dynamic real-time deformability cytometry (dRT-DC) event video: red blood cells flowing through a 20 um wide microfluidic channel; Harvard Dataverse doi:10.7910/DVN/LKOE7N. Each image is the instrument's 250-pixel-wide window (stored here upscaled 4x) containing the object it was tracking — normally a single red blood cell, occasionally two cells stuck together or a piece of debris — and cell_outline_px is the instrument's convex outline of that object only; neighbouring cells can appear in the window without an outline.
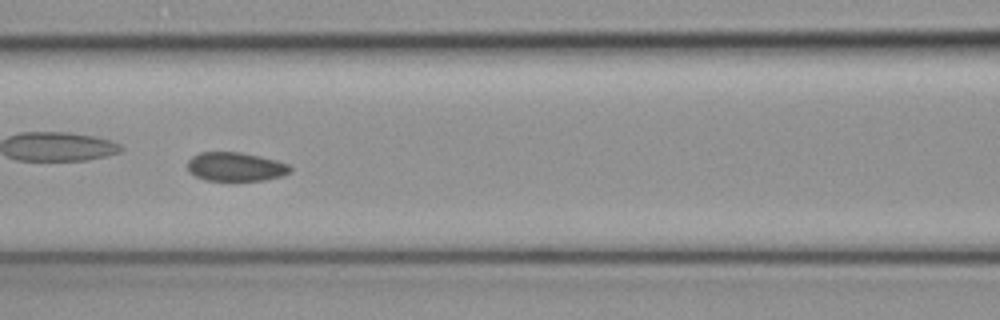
{"species": "common noctule bat (a hibernating species)", "species_latin": "Nyctalus noctula", "temperature_condition": "cold", "stored_images_in_passage": 43, "camera_frame_rate_fps": 3000, "um_per_image_px": 0.085, "animal": {"sex": "female", "body_mass_g": 19.3, "forearm_length_mm": 54.1}, "frame": {"image": 1, "passage_image": 16, "time_ms": 5.0, "image_size_px": [1000, 320], "cell_outline_px": [[292, 168], [284, 176], [264, 180], [204, 180], [188, 172], [188, 160], [192, 156], [200, 152], [240, 152], [260, 156], [276, 160], [288, 164]], "centroid_in_image_um": [20.01, 14.17], "position_along_channel_um": 146.6, "area_um2": 17.28}}
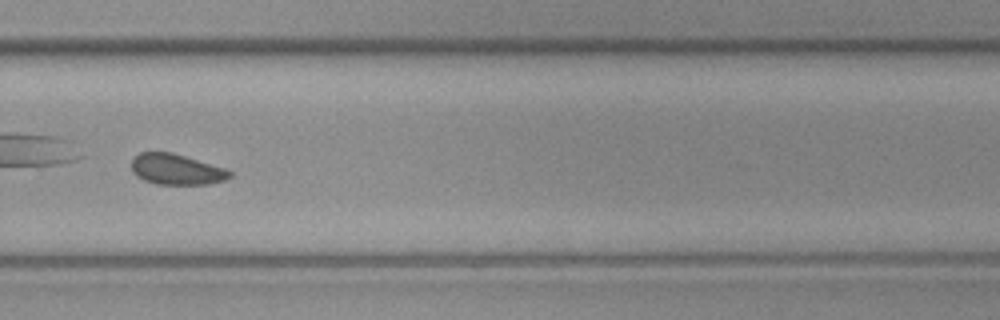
{"frame": {"image": 2, "passage_image": 28, "time_ms": 9.0, "image_size_px": [1000, 320], "cell_outline_px": [[232, 176], [224, 180], [208, 184], [156, 184], [144, 180], [136, 176], [132, 172], [132, 160], [140, 152], [172, 152], [224, 168], [232, 172]], "centroid_in_image_um": [14.98, 14.4], "position_along_channel_um": 314.8, "area_um2": 17.46}}
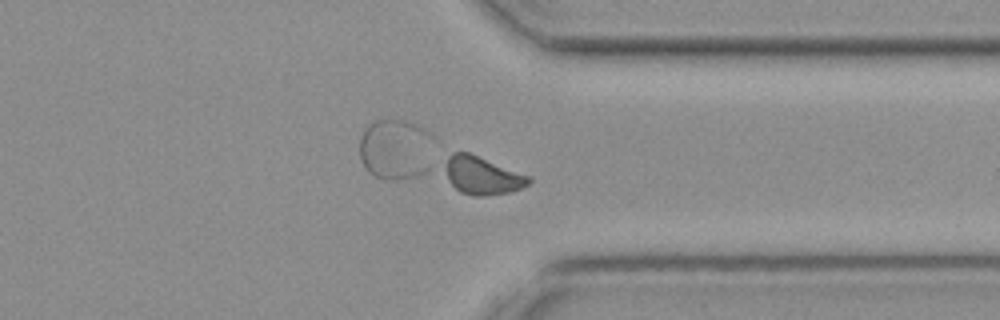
{"frame": {"image": 3, "passage_image": 32, "time_ms": 10.333, "image_size_px": [1000, 320], "cell_outline_px": [[532, 180], [528, 184], [512, 192], [484, 196], [472, 196], [460, 192], [448, 180], [440, 168], [440, 164], [452, 152], [468, 152], [532, 176]], "centroid_in_image_um": [40.93, 14.9], "position_along_channel_um": 370.5, "area_um2": 19.13}}